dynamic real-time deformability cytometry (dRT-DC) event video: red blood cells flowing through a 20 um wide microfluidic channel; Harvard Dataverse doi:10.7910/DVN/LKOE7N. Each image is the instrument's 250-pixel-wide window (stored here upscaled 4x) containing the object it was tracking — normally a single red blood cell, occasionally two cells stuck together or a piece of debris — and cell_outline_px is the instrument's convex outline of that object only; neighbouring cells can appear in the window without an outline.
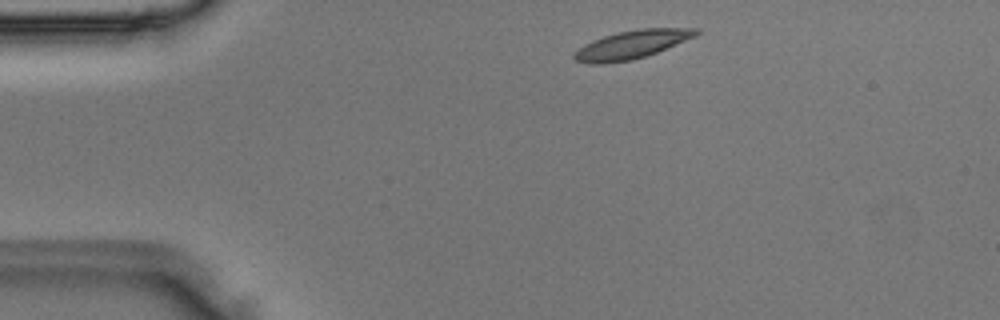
{"species": "Egyptian fruit bat (a non-hibernating species)", "species_latin": "Rousettus aegyptiacus", "temperature_condition": "room temperature", "stored_images_in_passage": 41, "camera_frame_rate_fps": 3000, "um_per_image_px": 0.085, "animal": {"sex": "male"}, "frame": {"image": 1, "passage_image": 1, "time_ms": 0.0, "image_size_px": [1000, 320], "cell_outline_px": [[700, 32], [696, 36], [656, 52], [632, 60], [604, 64], [592, 64], [576, 60], [572, 56], [584, 44], [592, 40], [616, 32], [636, 28], [700, 28]], "centroid_in_image_um": [53.7, 3.77], "position_along_channel_um": 31.3, "area_um2": 20.06}}
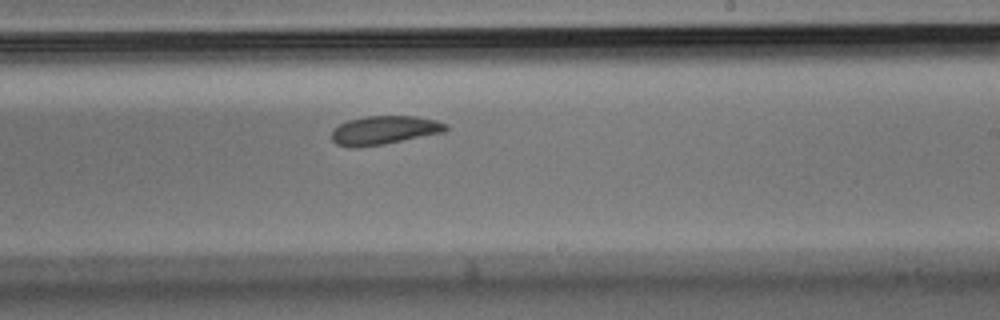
{"frame": {"image": 2, "passage_image": 21, "time_ms": 6.667, "image_size_px": [1000, 320], "cell_outline_px": [[448, 128], [444, 132], [384, 144], [356, 148], [348, 148], [336, 144], [332, 140], [332, 132], [340, 124], [348, 120], [368, 116], [416, 116], [436, 120], [448, 124]], "centroid_in_image_um": [32.66, 11.07], "position_along_channel_um": 256.3, "area_um2": 19.07}}
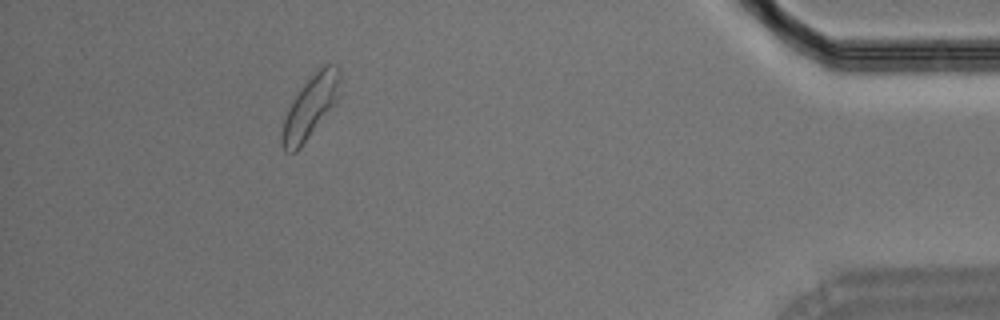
{"frame": {"image": 3, "passage_image": 36, "time_ms": 11.667, "image_size_px": [1000, 320], "cell_outline_px": [[340, 80], [336, 104], [300, 148], [296, 152], [284, 152], [280, 144], [280, 140], [284, 120], [288, 108], [292, 100], [304, 84], [324, 64], [336, 64], [340, 68]], "centroid_in_image_um": [26.38, 9.12], "position_along_channel_um": 408.8, "area_um2": 21.04}}